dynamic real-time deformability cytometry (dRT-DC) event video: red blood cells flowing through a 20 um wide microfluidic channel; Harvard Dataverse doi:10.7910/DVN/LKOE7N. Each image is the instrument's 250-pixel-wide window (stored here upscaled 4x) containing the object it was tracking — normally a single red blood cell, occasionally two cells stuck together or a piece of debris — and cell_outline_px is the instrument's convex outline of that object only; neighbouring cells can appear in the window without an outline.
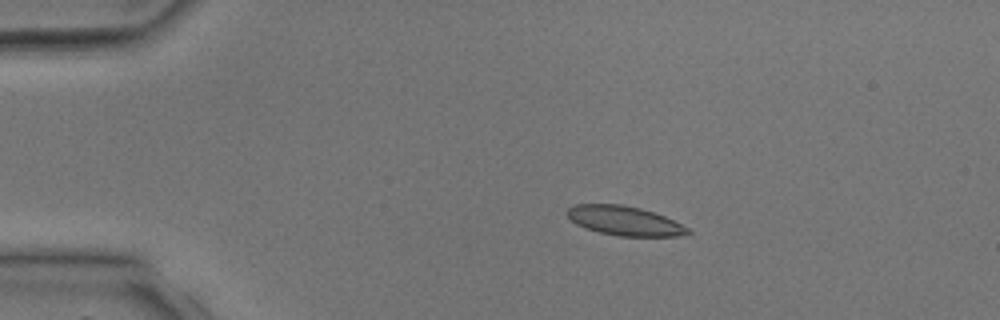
{"species": "common noctule bat (a hibernating species)", "species_latin": "Nyctalus noctula", "temperature_condition": "room temperature", "stored_images_in_passage": 4, "camera_frame_rate_fps": 3000, "um_per_image_px": 0.085, "animal": {"sex": "male", "body_mass_g": 17.9, "forearm_length_mm": 54.2}, "frame": {"image": 1, "passage_image": 3, "time_ms": 2.333, "image_size_px": [1000, 320], "cell_outline_px": [[692, 232], [676, 236], [616, 236], [600, 232], [576, 224], [564, 212], [568, 208], [576, 204], [624, 204], [640, 208], [664, 216], [688, 228]], "centroid_in_image_um": [53.05, 18.75], "position_along_channel_um": 32.0, "area_um2": 20.4}}